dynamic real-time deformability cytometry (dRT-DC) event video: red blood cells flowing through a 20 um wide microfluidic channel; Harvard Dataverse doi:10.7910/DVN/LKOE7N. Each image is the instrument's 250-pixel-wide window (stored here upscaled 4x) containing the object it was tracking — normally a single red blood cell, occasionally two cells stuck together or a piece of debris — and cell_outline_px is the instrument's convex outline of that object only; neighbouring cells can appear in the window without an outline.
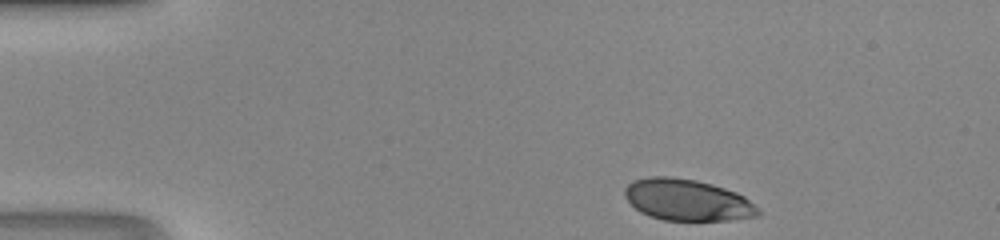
{"species": "human", "species_latin": "Homo sapiens", "temperature_condition": "room temperature", "stored_images_in_passage": 40, "camera_frame_rate_fps": 3000, "um_per_image_px": 0.085, "donor": {"sex": "male"}, "frame": {"image": 1, "passage_image": 1, "time_ms": 0.0, "image_size_px": [1000, 240], "cell_outline_px": [[760, 216], [728, 220], [664, 220], [648, 216], [640, 212], [624, 196], [624, 188], [632, 180], [652, 176], [668, 176], [696, 180], [712, 184], [736, 192], [744, 196], [760, 212]], "centroid_in_image_um": [58.38, 16.99], "position_along_channel_um": 26.6, "area_um2": 32.14}}
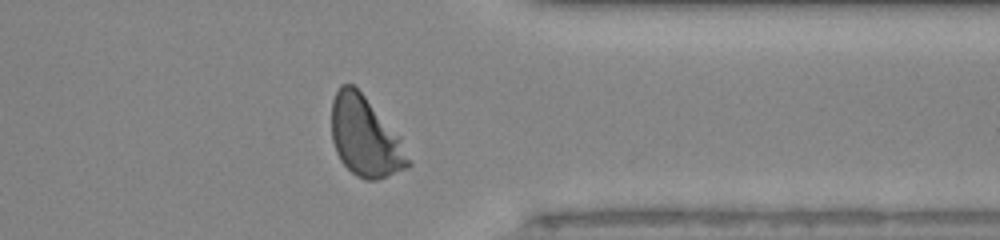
{"frame": {"image": 2, "passage_image": 31, "time_ms": 10.0, "image_size_px": [1000, 240], "cell_outline_px": [[412, 164], [408, 168], [376, 180], [364, 180], [356, 176], [340, 160], [336, 152], [332, 140], [332, 100], [340, 84], [352, 84], [364, 96], [400, 136]], "centroid_in_image_um": [31.05, 11.65], "position_along_channel_um": 380.4, "area_um2": 35.49}}
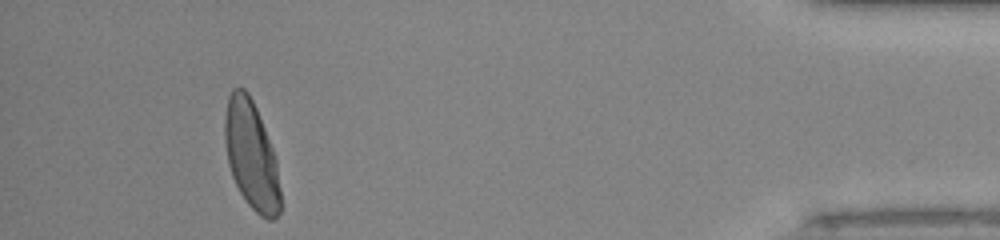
{"frame": {"image": 3, "passage_image": 37, "time_ms": 12.0, "image_size_px": [1000, 240], "cell_outline_px": [[280, 212], [272, 220], [268, 220], [260, 216], [248, 204], [240, 192], [232, 176], [228, 164], [224, 140], [224, 120], [228, 96], [232, 88], [244, 88], [248, 92], [256, 108], [272, 148], [276, 160], [280, 188]], "centroid_in_image_um": [21.34, 13.19], "position_along_channel_um": 413.9, "area_um2": 34.97}}